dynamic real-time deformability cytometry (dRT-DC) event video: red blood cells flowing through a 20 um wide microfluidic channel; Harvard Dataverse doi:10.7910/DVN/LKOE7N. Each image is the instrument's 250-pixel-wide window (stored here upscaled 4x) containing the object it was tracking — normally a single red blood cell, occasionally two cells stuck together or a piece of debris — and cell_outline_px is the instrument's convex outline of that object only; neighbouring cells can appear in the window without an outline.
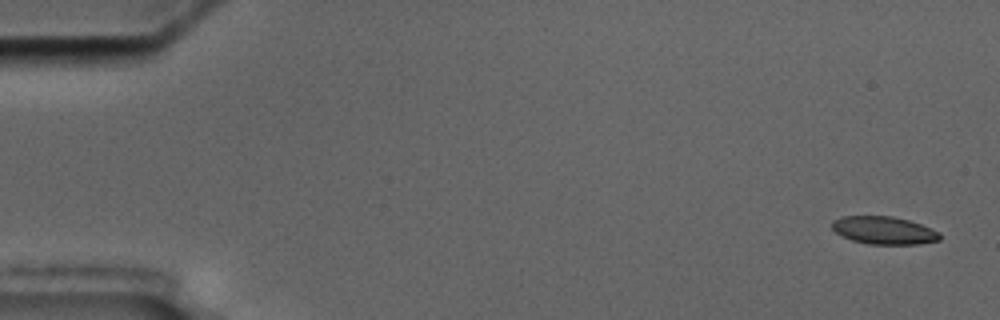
{"species": "common noctule bat (a hibernating species)", "species_latin": "Nyctalus noctula", "temperature_condition": "cold", "stored_images_in_passage": 11, "camera_frame_rate_fps": 3000, "um_per_image_px": 0.085, "animal": {"sex": "male", "body_mass_g": 17.5, "forearm_length_mm": 52.3}, "frame": {"image": 1, "passage_image": 1, "time_ms": 0.0, "image_size_px": [1000, 320], "cell_outline_px": [[940, 240], [920, 244], [868, 244], [852, 240], [836, 232], [832, 228], [832, 220], [840, 216], [892, 216], [908, 220], [920, 224], [940, 232]], "centroid_in_image_um": [75.13, 19.58], "position_along_channel_um": 9.9, "area_um2": 17.4}}
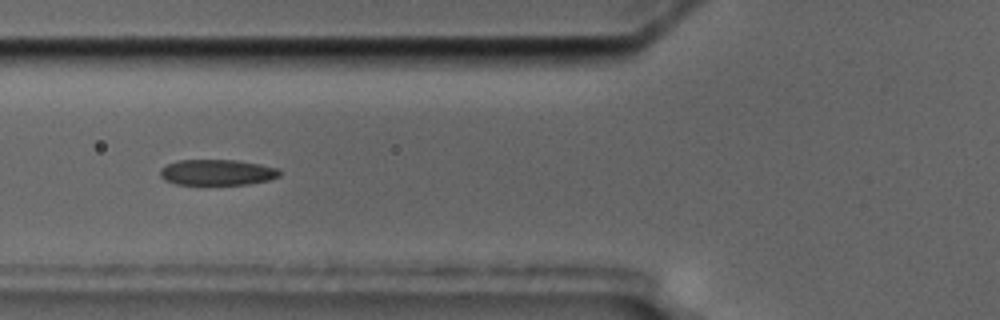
{"frame": {"image": 2, "passage_image": 6, "time_ms": 6.667, "image_size_px": [1000, 320], "cell_outline_px": [[280, 176], [268, 180], [248, 184], [176, 184], [164, 180], [160, 176], [160, 168], [168, 164], [180, 160], [236, 160], [260, 164], [280, 168]], "centroid_in_image_um": [18.47, 14.64], "position_along_channel_um": 107.3, "area_um2": 17.92}}
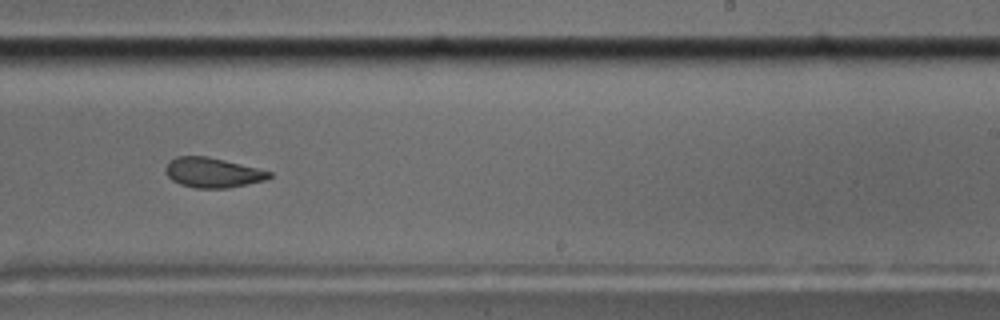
{"frame": {"image": 3, "passage_image": 10, "time_ms": 11.333, "image_size_px": [1000, 320], "cell_outline_px": [[272, 176], [264, 180], [228, 188], [196, 188], [180, 184], [172, 180], [164, 172], [164, 168], [176, 156], [208, 156], [272, 172]], "centroid_in_image_um": [18.04, 14.67], "position_along_channel_um": 271.0, "area_um2": 17.86}}